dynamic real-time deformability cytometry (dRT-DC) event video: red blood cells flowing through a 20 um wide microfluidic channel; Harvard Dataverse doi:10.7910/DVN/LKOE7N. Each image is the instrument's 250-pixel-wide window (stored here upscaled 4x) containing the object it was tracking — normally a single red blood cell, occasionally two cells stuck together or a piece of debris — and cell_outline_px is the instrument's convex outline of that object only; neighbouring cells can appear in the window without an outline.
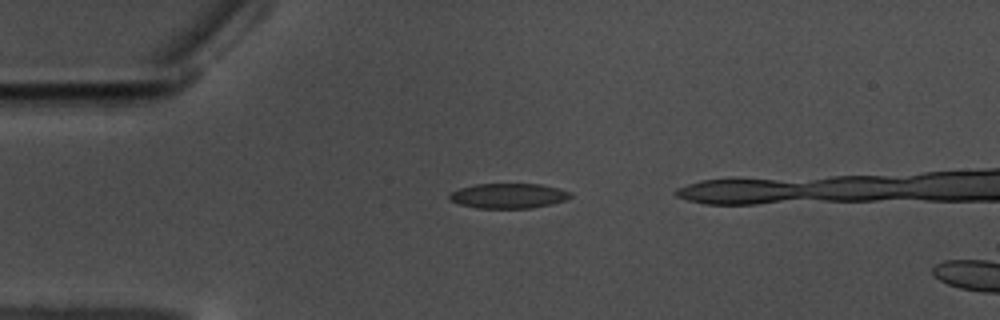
{"species": "common noctule bat (a hibernating species)", "species_latin": "Nyctalus noctula", "temperature_condition": "warm", "stored_images_in_passage": 5, "camera_frame_rate_fps": 3000, "um_per_image_px": 0.085, "animal": {"sex": "male", "body_mass_g": 17.5, "forearm_length_mm": 52.3}, "frame": {"image": 1, "passage_image": 1, "time_ms": 0.0, "image_size_px": [1000, 320], "cell_outline_px": [[572, 196], [564, 200], [552, 204], [532, 208], [476, 208], [460, 204], [448, 200], [448, 196], [452, 192], [460, 188], [476, 184], [540, 184], [560, 188], [572, 192]], "centroid_in_image_um": [43.23, 16.64], "position_along_channel_um": 41.8, "area_um2": 17.69}}